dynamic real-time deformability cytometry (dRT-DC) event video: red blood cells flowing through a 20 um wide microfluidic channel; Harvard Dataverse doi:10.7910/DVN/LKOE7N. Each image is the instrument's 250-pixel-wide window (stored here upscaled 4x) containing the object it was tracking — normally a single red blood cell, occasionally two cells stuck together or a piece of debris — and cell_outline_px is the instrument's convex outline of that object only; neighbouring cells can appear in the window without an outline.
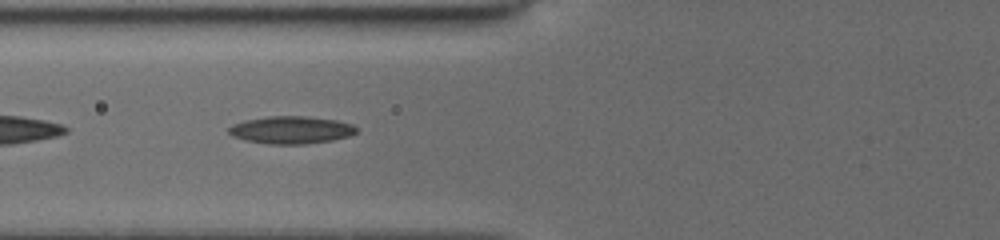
{"species": "common noctule bat (a hibernating species)", "species_latin": "Nyctalus noctula", "temperature_condition": "cold", "stored_images_in_passage": 50, "camera_frame_rate_fps": 3000, "um_per_image_px": 0.085, "animal": {"sex": "female", "body_mass_g": 19.5, "forearm_length_mm": 54.1}, "frame": {"image": 1, "passage_image": 25, "time_ms": 5.667, "image_size_px": [1000, 240], "cell_outline_px": [[356, 132], [352, 136], [332, 140], [304, 144], [268, 144], [244, 140], [232, 136], [228, 132], [228, 128], [232, 124], [248, 120], [268, 116], [304, 116], [336, 120], [352, 124], [356, 128]], "centroid_in_image_um": [24.74, 11.05], "position_along_channel_um": 101.1, "area_um2": 20.46}}
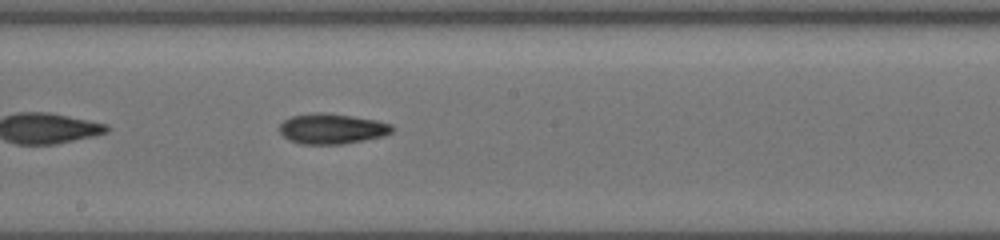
{"frame": {"image": 2, "passage_image": 40, "time_ms": 8.667, "image_size_px": [1000, 240], "cell_outline_px": [[396, 128], [392, 132], [384, 136], [344, 144], [300, 144], [288, 140], [276, 128], [284, 120], [292, 116], [320, 112], [352, 116], [376, 120], [392, 124]], "centroid_in_image_um": [28.22, 10.95], "position_along_channel_um": 220.0, "area_um2": 20.06}}
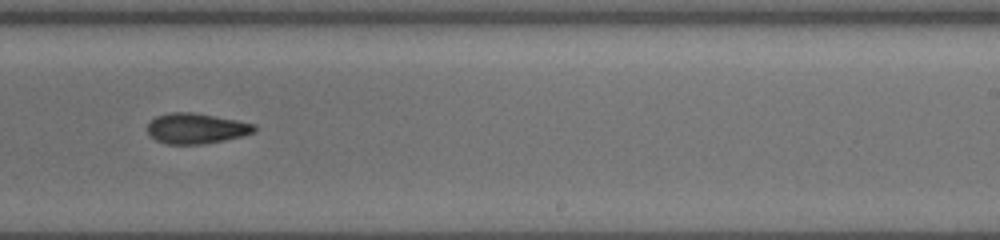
{"frame": {"image": 3, "passage_image": 47, "time_ms": 10.0, "image_size_px": [1000, 240], "cell_outline_px": [[256, 132], [224, 140], [204, 144], [164, 144], [148, 136], [148, 124], [156, 116], [172, 112], [192, 112], [236, 120], [256, 124]], "centroid_in_image_um": [16.66, 10.92], "position_along_channel_um": 272.3, "area_um2": 18.96}}